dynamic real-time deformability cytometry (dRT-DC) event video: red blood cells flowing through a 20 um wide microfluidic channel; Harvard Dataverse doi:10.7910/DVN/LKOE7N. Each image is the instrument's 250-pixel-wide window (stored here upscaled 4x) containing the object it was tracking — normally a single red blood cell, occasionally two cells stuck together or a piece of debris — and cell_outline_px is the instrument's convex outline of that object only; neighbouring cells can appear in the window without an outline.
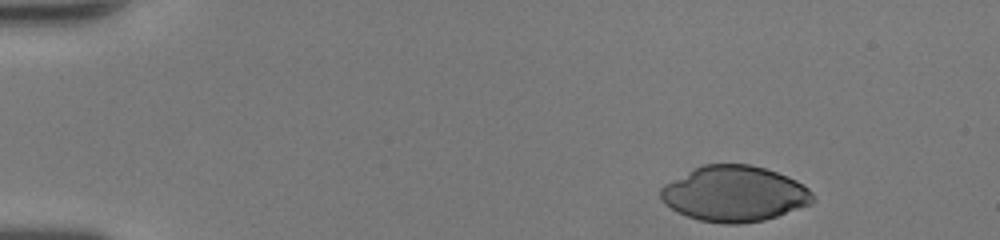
{"species": "human", "species_latin": "Homo sapiens", "temperature_condition": "room temperature", "stored_images_in_passage": 38, "camera_frame_rate_fps": 3000, "um_per_image_px": 0.085, "donor": {"sex": "female"}, "frame": {"image": 1, "passage_image": 1, "time_ms": 0.0, "image_size_px": [1000, 240], "cell_outline_px": [[816, 200], [812, 204], [764, 220], [736, 224], [724, 224], [700, 220], [688, 216], [664, 204], [660, 200], [660, 188], [664, 184], [692, 168], [704, 164], [752, 164], [788, 176], [804, 184], [812, 192]], "centroid_in_image_um": [62.43, 16.46], "position_along_channel_um": 22.6, "area_um2": 49.53}}
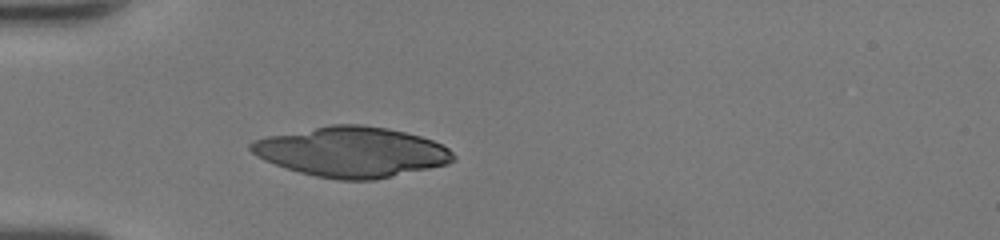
{"frame": {"image": 2, "passage_image": 10, "time_ms": 3.0, "image_size_px": [1000, 240], "cell_outline_px": [[456, 160], [448, 164], [376, 180], [336, 180], [316, 176], [300, 172], [264, 160], [256, 156], [248, 148], [248, 144], [252, 140], [268, 136], [332, 124], [360, 124], [388, 128], [420, 136], [432, 140], [448, 148], [456, 156]], "centroid_in_image_um": [29.9, 12.91], "position_along_channel_um": 55.1, "area_um2": 59.13}}